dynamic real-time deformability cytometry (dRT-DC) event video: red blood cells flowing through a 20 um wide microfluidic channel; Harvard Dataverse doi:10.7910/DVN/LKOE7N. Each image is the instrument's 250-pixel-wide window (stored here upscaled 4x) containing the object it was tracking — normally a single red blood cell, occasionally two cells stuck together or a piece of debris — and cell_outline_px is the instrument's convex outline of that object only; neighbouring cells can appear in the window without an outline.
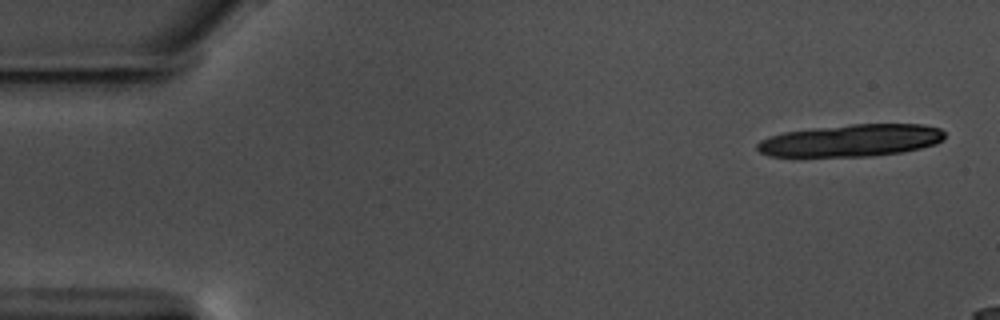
{"species": "common noctule bat (a hibernating species)", "species_latin": "Nyctalus noctula", "temperature_condition": "warm", "stored_images_in_passage": 12, "camera_frame_rate_fps": 3000, "um_per_image_px": 0.085, "animal": {"sex": "male", "body_mass_g": 17.5, "forearm_length_mm": 52.3}, "frame": {"image": 1, "passage_image": 2, "time_ms": 0.333, "image_size_px": [1000, 320], "cell_outline_px": [[944, 140], [936, 144], [920, 148], [900, 152], [872, 156], [768, 156], [760, 152], [756, 148], [756, 144], [760, 140], [768, 136], [784, 132], [812, 128], [852, 124], [924, 124], [940, 128], [944, 132]], "centroid_in_image_um": [72.35, 11.93], "position_along_channel_um": 12.7, "area_um2": 35.26}}